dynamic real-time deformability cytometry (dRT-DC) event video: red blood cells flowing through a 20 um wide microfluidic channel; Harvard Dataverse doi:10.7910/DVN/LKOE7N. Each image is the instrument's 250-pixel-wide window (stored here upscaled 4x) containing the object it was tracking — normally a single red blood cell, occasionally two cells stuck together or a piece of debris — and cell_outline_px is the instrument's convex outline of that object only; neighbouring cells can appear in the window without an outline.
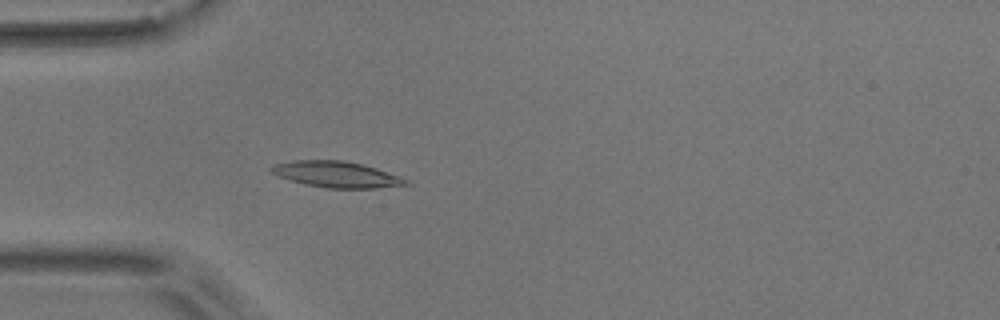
{"species": "common noctule bat (a hibernating species)", "species_latin": "Nyctalus noctula", "temperature_condition": "room temperature", "stored_images_in_passage": 4, "camera_frame_rate_fps": 3000, "um_per_image_px": 0.085, "animal": {"sex": "male", "body_mass_g": 17.9}, "frame": {"image": 1, "passage_image": 4, "time_ms": 3.667, "image_size_px": [1000, 320], "cell_outline_px": [[412, 184], [372, 188], [328, 188], [308, 184], [292, 180], [280, 176], [272, 172], [268, 168], [272, 164], [292, 160], [344, 160], [376, 168], [400, 176], [408, 180]], "centroid_in_image_um": [28.61, 14.81], "position_along_channel_um": 56.4, "area_um2": 20.23}}